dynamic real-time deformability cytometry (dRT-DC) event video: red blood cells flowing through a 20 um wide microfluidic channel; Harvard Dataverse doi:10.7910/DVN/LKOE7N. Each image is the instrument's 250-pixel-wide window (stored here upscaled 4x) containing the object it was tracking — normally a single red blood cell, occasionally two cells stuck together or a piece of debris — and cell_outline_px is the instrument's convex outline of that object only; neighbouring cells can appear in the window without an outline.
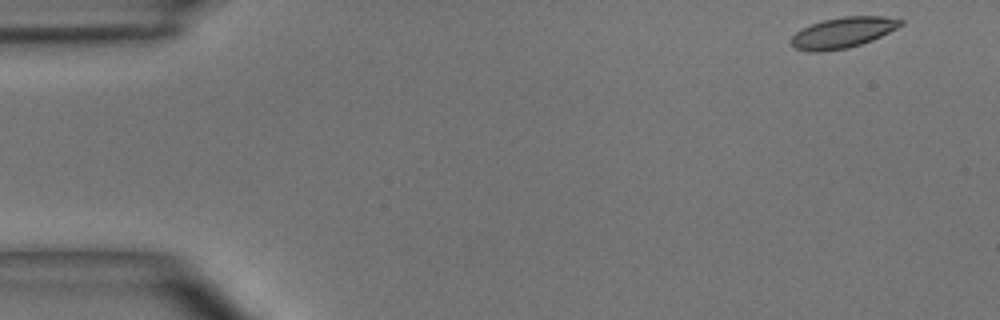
{"species": "common noctule bat (a hibernating species)", "species_latin": "Nyctalus noctula", "temperature_condition": "room temperature", "stored_images_in_passage": 47, "camera_frame_rate_fps": 3000, "um_per_image_px": 0.085, "animal": {"sex": "male", "body_mass_g": 15.6}, "frame": {"image": 1, "passage_image": 1, "time_ms": 0.0, "image_size_px": [1000, 320], "cell_outline_px": [[904, 24], [872, 40], [848, 48], [820, 52], [808, 52], [796, 48], [788, 40], [800, 28], [824, 20], [844, 16], [884, 16], [904, 20]], "centroid_in_image_um": [71.61, 2.77], "position_along_channel_um": 13.4, "area_um2": 19.59}}
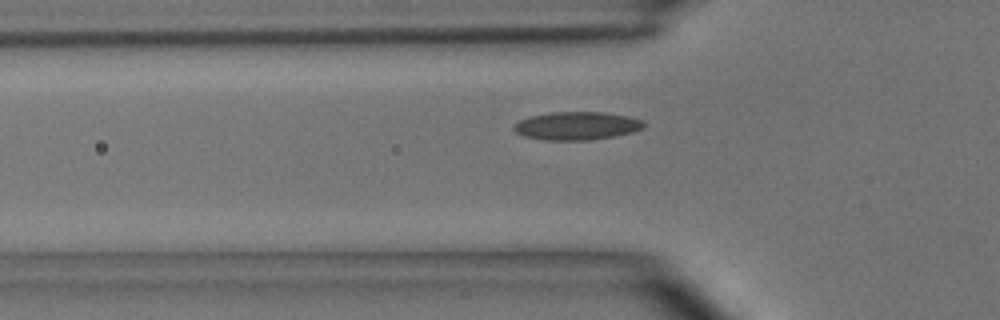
{"frame": {"image": 2, "passage_image": 14, "time_ms": 4.333, "image_size_px": [1000, 320], "cell_outline_px": [[648, 124], [644, 128], [632, 132], [616, 136], [588, 140], [544, 140], [524, 136], [516, 132], [512, 128], [512, 124], [520, 120], [532, 116], [552, 112], [604, 112], [628, 116], [644, 120]], "centroid_in_image_um": [49.06, 10.69], "position_along_channel_um": 76.7, "area_um2": 21.5}}
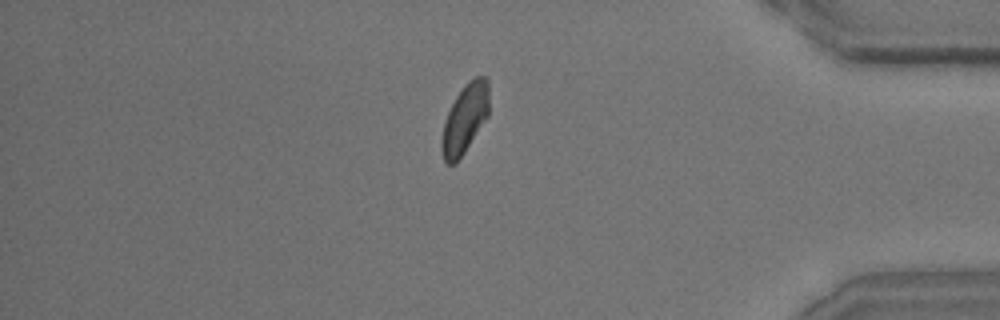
{"frame": {"image": 3, "passage_image": 40, "time_ms": 13.0, "image_size_px": [1000, 320], "cell_outline_px": [[488, 116], [456, 164], [448, 164], [444, 160], [440, 148], [440, 140], [444, 124], [448, 112], [456, 96], [464, 84], [468, 80], [476, 76], [488, 76]], "centroid_in_image_um": [39.5, 10.08], "position_along_channel_um": 395.7, "area_um2": 19.07}, "authors_computed_cell_mechanics": {"area_um2": 19.7098, "velocity_mm_per_s": 4.0275, "shape_relaxation_time_tau1_ms": 4.2296, "shape_relaxation_time_tau2_ms": 1.9846, "deformation_change_tau1": 0.115, "deformation_change_tau2": 0.075}}